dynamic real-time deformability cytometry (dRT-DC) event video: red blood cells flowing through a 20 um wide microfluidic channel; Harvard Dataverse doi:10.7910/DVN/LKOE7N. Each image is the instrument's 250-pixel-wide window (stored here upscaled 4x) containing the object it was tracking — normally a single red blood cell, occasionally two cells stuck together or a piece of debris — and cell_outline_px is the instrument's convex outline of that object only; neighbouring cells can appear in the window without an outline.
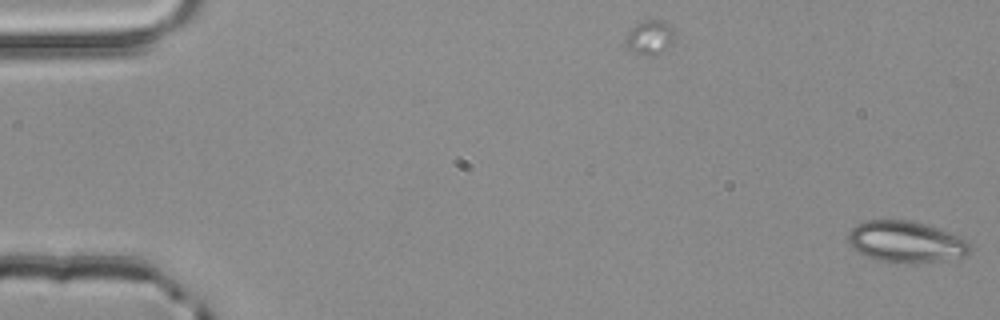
{"species": "common noctule bat (a hibernating species)", "species_latin": "Nyctalus noctula", "temperature_condition": "room temperature", "stored_images_in_passage": 5, "segment_of_instrument_passage": [2, 2], "camera_frame_rate_fps": 3000, "um_per_image_px": 0.085, "animal": {"sex": "male", "body_mass_g": 20.4}, "frame": {"image": 1, "passage_image": 5, "time_ms": 1.333, "image_size_px": [1000, 320], "cell_outline_px": [[972, 252], [968, 256], [944, 260], [916, 264], [896, 264], [880, 260], [856, 252], [848, 244], [848, 232], [856, 224], [864, 220], [908, 220], [924, 224], [960, 236], [968, 240], [972, 244]], "centroid_in_image_um": [77.03, 20.58], "position_along_channel_um": 8.0, "area_um2": 30.06}}